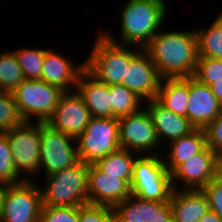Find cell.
<instances>
[{
  "instance_id": "35",
  "label": "cell",
  "mask_w": 222,
  "mask_h": 222,
  "mask_svg": "<svg viewBox=\"0 0 222 222\" xmlns=\"http://www.w3.org/2000/svg\"><path fill=\"white\" fill-rule=\"evenodd\" d=\"M204 130L207 146L222 161V114L218 115Z\"/></svg>"
},
{
  "instance_id": "34",
  "label": "cell",
  "mask_w": 222,
  "mask_h": 222,
  "mask_svg": "<svg viewBox=\"0 0 222 222\" xmlns=\"http://www.w3.org/2000/svg\"><path fill=\"white\" fill-rule=\"evenodd\" d=\"M209 202V210L222 220V170L202 189Z\"/></svg>"
},
{
  "instance_id": "17",
  "label": "cell",
  "mask_w": 222,
  "mask_h": 222,
  "mask_svg": "<svg viewBox=\"0 0 222 222\" xmlns=\"http://www.w3.org/2000/svg\"><path fill=\"white\" fill-rule=\"evenodd\" d=\"M187 118L195 128L205 129L218 115L222 114V106L211 87L189 77V97Z\"/></svg>"
},
{
  "instance_id": "7",
  "label": "cell",
  "mask_w": 222,
  "mask_h": 222,
  "mask_svg": "<svg viewBox=\"0 0 222 222\" xmlns=\"http://www.w3.org/2000/svg\"><path fill=\"white\" fill-rule=\"evenodd\" d=\"M75 141L79 161L92 164L120 148L117 118L92 117Z\"/></svg>"
},
{
  "instance_id": "26",
  "label": "cell",
  "mask_w": 222,
  "mask_h": 222,
  "mask_svg": "<svg viewBox=\"0 0 222 222\" xmlns=\"http://www.w3.org/2000/svg\"><path fill=\"white\" fill-rule=\"evenodd\" d=\"M112 106V118H120L138 112L140 99L134 92L122 84L109 85Z\"/></svg>"
},
{
  "instance_id": "36",
  "label": "cell",
  "mask_w": 222,
  "mask_h": 222,
  "mask_svg": "<svg viewBox=\"0 0 222 222\" xmlns=\"http://www.w3.org/2000/svg\"><path fill=\"white\" fill-rule=\"evenodd\" d=\"M210 87L212 93L216 96L219 104L222 106V80L212 84Z\"/></svg>"
},
{
  "instance_id": "1",
  "label": "cell",
  "mask_w": 222,
  "mask_h": 222,
  "mask_svg": "<svg viewBox=\"0 0 222 222\" xmlns=\"http://www.w3.org/2000/svg\"><path fill=\"white\" fill-rule=\"evenodd\" d=\"M143 49L162 79L194 76L199 57L196 31L157 32Z\"/></svg>"
},
{
  "instance_id": "28",
  "label": "cell",
  "mask_w": 222,
  "mask_h": 222,
  "mask_svg": "<svg viewBox=\"0 0 222 222\" xmlns=\"http://www.w3.org/2000/svg\"><path fill=\"white\" fill-rule=\"evenodd\" d=\"M25 79H41L46 50L23 49L14 52Z\"/></svg>"
},
{
  "instance_id": "10",
  "label": "cell",
  "mask_w": 222,
  "mask_h": 222,
  "mask_svg": "<svg viewBox=\"0 0 222 222\" xmlns=\"http://www.w3.org/2000/svg\"><path fill=\"white\" fill-rule=\"evenodd\" d=\"M7 140L19 174L22 170L27 173L40 170L41 122L33 125L30 121H24L7 131Z\"/></svg>"
},
{
  "instance_id": "4",
  "label": "cell",
  "mask_w": 222,
  "mask_h": 222,
  "mask_svg": "<svg viewBox=\"0 0 222 222\" xmlns=\"http://www.w3.org/2000/svg\"><path fill=\"white\" fill-rule=\"evenodd\" d=\"M95 43L91 56L85 62V69L104 84H121L125 79L126 67L137 51L128 50L104 33Z\"/></svg>"
},
{
  "instance_id": "14",
  "label": "cell",
  "mask_w": 222,
  "mask_h": 222,
  "mask_svg": "<svg viewBox=\"0 0 222 222\" xmlns=\"http://www.w3.org/2000/svg\"><path fill=\"white\" fill-rule=\"evenodd\" d=\"M161 80L157 67L144 50L137 52L130 59L129 66L126 67L125 79L121 84L140 99L146 97L147 100H152L157 97Z\"/></svg>"
},
{
  "instance_id": "38",
  "label": "cell",
  "mask_w": 222,
  "mask_h": 222,
  "mask_svg": "<svg viewBox=\"0 0 222 222\" xmlns=\"http://www.w3.org/2000/svg\"><path fill=\"white\" fill-rule=\"evenodd\" d=\"M7 185L8 184H3L2 186L0 185V210H1L2 203H3V198H4V194H5V190L7 188Z\"/></svg>"
},
{
  "instance_id": "21",
  "label": "cell",
  "mask_w": 222,
  "mask_h": 222,
  "mask_svg": "<svg viewBox=\"0 0 222 222\" xmlns=\"http://www.w3.org/2000/svg\"><path fill=\"white\" fill-rule=\"evenodd\" d=\"M85 70V62L77 68L65 57L46 50L41 72V79L48 84L59 87L62 91L67 92L68 85L77 84L81 73Z\"/></svg>"
},
{
  "instance_id": "30",
  "label": "cell",
  "mask_w": 222,
  "mask_h": 222,
  "mask_svg": "<svg viewBox=\"0 0 222 222\" xmlns=\"http://www.w3.org/2000/svg\"><path fill=\"white\" fill-rule=\"evenodd\" d=\"M19 175L14 166L7 132H0V184H18L26 180H19Z\"/></svg>"
},
{
  "instance_id": "15",
  "label": "cell",
  "mask_w": 222,
  "mask_h": 222,
  "mask_svg": "<svg viewBox=\"0 0 222 222\" xmlns=\"http://www.w3.org/2000/svg\"><path fill=\"white\" fill-rule=\"evenodd\" d=\"M130 195V186L123 179L102 173L93 163L89 164L88 203L114 207Z\"/></svg>"
},
{
  "instance_id": "2",
  "label": "cell",
  "mask_w": 222,
  "mask_h": 222,
  "mask_svg": "<svg viewBox=\"0 0 222 222\" xmlns=\"http://www.w3.org/2000/svg\"><path fill=\"white\" fill-rule=\"evenodd\" d=\"M165 13L164 0H129L121 12L122 43L120 44H139L143 49L157 34L165 19Z\"/></svg>"
},
{
  "instance_id": "3",
  "label": "cell",
  "mask_w": 222,
  "mask_h": 222,
  "mask_svg": "<svg viewBox=\"0 0 222 222\" xmlns=\"http://www.w3.org/2000/svg\"><path fill=\"white\" fill-rule=\"evenodd\" d=\"M89 164H77L47 176L46 190H41L42 204L49 206L80 207L88 203Z\"/></svg>"
},
{
  "instance_id": "18",
  "label": "cell",
  "mask_w": 222,
  "mask_h": 222,
  "mask_svg": "<svg viewBox=\"0 0 222 222\" xmlns=\"http://www.w3.org/2000/svg\"><path fill=\"white\" fill-rule=\"evenodd\" d=\"M77 88V92L82 97L92 117L112 118L109 85L98 81L85 69L78 79Z\"/></svg>"
},
{
  "instance_id": "24",
  "label": "cell",
  "mask_w": 222,
  "mask_h": 222,
  "mask_svg": "<svg viewBox=\"0 0 222 222\" xmlns=\"http://www.w3.org/2000/svg\"><path fill=\"white\" fill-rule=\"evenodd\" d=\"M133 159L129 150L119 148L113 153L96 160L93 164L107 175L123 179L129 186L133 177Z\"/></svg>"
},
{
  "instance_id": "29",
  "label": "cell",
  "mask_w": 222,
  "mask_h": 222,
  "mask_svg": "<svg viewBox=\"0 0 222 222\" xmlns=\"http://www.w3.org/2000/svg\"><path fill=\"white\" fill-rule=\"evenodd\" d=\"M23 122L13 94L0 91V132L12 130Z\"/></svg>"
},
{
  "instance_id": "31",
  "label": "cell",
  "mask_w": 222,
  "mask_h": 222,
  "mask_svg": "<svg viewBox=\"0 0 222 222\" xmlns=\"http://www.w3.org/2000/svg\"><path fill=\"white\" fill-rule=\"evenodd\" d=\"M199 82L211 86L222 80V60L211 57H198L195 74Z\"/></svg>"
},
{
  "instance_id": "32",
  "label": "cell",
  "mask_w": 222,
  "mask_h": 222,
  "mask_svg": "<svg viewBox=\"0 0 222 222\" xmlns=\"http://www.w3.org/2000/svg\"><path fill=\"white\" fill-rule=\"evenodd\" d=\"M79 222H117L113 207L86 203L78 207Z\"/></svg>"
},
{
  "instance_id": "9",
  "label": "cell",
  "mask_w": 222,
  "mask_h": 222,
  "mask_svg": "<svg viewBox=\"0 0 222 222\" xmlns=\"http://www.w3.org/2000/svg\"><path fill=\"white\" fill-rule=\"evenodd\" d=\"M72 140L76 139L41 122L40 168L43 166L47 175L79 162L77 149L70 144Z\"/></svg>"
},
{
  "instance_id": "27",
  "label": "cell",
  "mask_w": 222,
  "mask_h": 222,
  "mask_svg": "<svg viewBox=\"0 0 222 222\" xmlns=\"http://www.w3.org/2000/svg\"><path fill=\"white\" fill-rule=\"evenodd\" d=\"M24 79L15 53L0 55V91L13 93Z\"/></svg>"
},
{
  "instance_id": "11",
  "label": "cell",
  "mask_w": 222,
  "mask_h": 222,
  "mask_svg": "<svg viewBox=\"0 0 222 222\" xmlns=\"http://www.w3.org/2000/svg\"><path fill=\"white\" fill-rule=\"evenodd\" d=\"M117 120L120 148L129 151L133 148L139 153L159 146L160 143L148 110L141 109L136 113L117 118Z\"/></svg>"
},
{
  "instance_id": "5",
  "label": "cell",
  "mask_w": 222,
  "mask_h": 222,
  "mask_svg": "<svg viewBox=\"0 0 222 222\" xmlns=\"http://www.w3.org/2000/svg\"><path fill=\"white\" fill-rule=\"evenodd\" d=\"M159 155L136 157L133 177L130 183L131 194L143 200L169 201L173 193L170 172Z\"/></svg>"
},
{
  "instance_id": "23",
  "label": "cell",
  "mask_w": 222,
  "mask_h": 222,
  "mask_svg": "<svg viewBox=\"0 0 222 222\" xmlns=\"http://www.w3.org/2000/svg\"><path fill=\"white\" fill-rule=\"evenodd\" d=\"M171 152L169 162H165L170 174L188 159L201 152L206 146V133L204 129L195 128L189 134L170 142Z\"/></svg>"
},
{
  "instance_id": "12",
  "label": "cell",
  "mask_w": 222,
  "mask_h": 222,
  "mask_svg": "<svg viewBox=\"0 0 222 222\" xmlns=\"http://www.w3.org/2000/svg\"><path fill=\"white\" fill-rule=\"evenodd\" d=\"M221 170L222 161L206 146L201 152L179 165L170 174L173 188L178 189L173 181V179L177 180L178 178L184 181L186 189H203Z\"/></svg>"
},
{
  "instance_id": "37",
  "label": "cell",
  "mask_w": 222,
  "mask_h": 222,
  "mask_svg": "<svg viewBox=\"0 0 222 222\" xmlns=\"http://www.w3.org/2000/svg\"><path fill=\"white\" fill-rule=\"evenodd\" d=\"M198 222H222V220L215 212L209 210Z\"/></svg>"
},
{
  "instance_id": "6",
  "label": "cell",
  "mask_w": 222,
  "mask_h": 222,
  "mask_svg": "<svg viewBox=\"0 0 222 222\" xmlns=\"http://www.w3.org/2000/svg\"><path fill=\"white\" fill-rule=\"evenodd\" d=\"M63 93L59 87L42 79H24L12 94L24 121L36 115L37 122L47 123Z\"/></svg>"
},
{
  "instance_id": "22",
  "label": "cell",
  "mask_w": 222,
  "mask_h": 222,
  "mask_svg": "<svg viewBox=\"0 0 222 222\" xmlns=\"http://www.w3.org/2000/svg\"><path fill=\"white\" fill-rule=\"evenodd\" d=\"M160 83L156 100L173 113L187 117L189 77L165 78Z\"/></svg>"
},
{
  "instance_id": "16",
  "label": "cell",
  "mask_w": 222,
  "mask_h": 222,
  "mask_svg": "<svg viewBox=\"0 0 222 222\" xmlns=\"http://www.w3.org/2000/svg\"><path fill=\"white\" fill-rule=\"evenodd\" d=\"M113 209L117 222H173L169 201L143 200L131 194Z\"/></svg>"
},
{
  "instance_id": "8",
  "label": "cell",
  "mask_w": 222,
  "mask_h": 222,
  "mask_svg": "<svg viewBox=\"0 0 222 222\" xmlns=\"http://www.w3.org/2000/svg\"><path fill=\"white\" fill-rule=\"evenodd\" d=\"M42 193L32 180L7 185L0 210L2 222H39Z\"/></svg>"
},
{
  "instance_id": "20",
  "label": "cell",
  "mask_w": 222,
  "mask_h": 222,
  "mask_svg": "<svg viewBox=\"0 0 222 222\" xmlns=\"http://www.w3.org/2000/svg\"><path fill=\"white\" fill-rule=\"evenodd\" d=\"M147 110L151 114L158 141L167 137L170 142L192 132L195 127L187 117L173 113L156 99L149 100Z\"/></svg>"
},
{
  "instance_id": "19",
  "label": "cell",
  "mask_w": 222,
  "mask_h": 222,
  "mask_svg": "<svg viewBox=\"0 0 222 222\" xmlns=\"http://www.w3.org/2000/svg\"><path fill=\"white\" fill-rule=\"evenodd\" d=\"M169 202L173 222H198L209 211L202 189L177 191L174 188Z\"/></svg>"
},
{
  "instance_id": "33",
  "label": "cell",
  "mask_w": 222,
  "mask_h": 222,
  "mask_svg": "<svg viewBox=\"0 0 222 222\" xmlns=\"http://www.w3.org/2000/svg\"><path fill=\"white\" fill-rule=\"evenodd\" d=\"M39 222H79L78 207L42 205Z\"/></svg>"
},
{
  "instance_id": "13",
  "label": "cell",
  "mask_w": 222,
  "mask_h": 222,
  "mask_svg": "<svg viewBox=\"0 0 222 222\" xmlns=\"http://www.w3.org/2000/svg\"><path fill=\"white\" fill-rule=\"evenodd\" d=\"M91 118V113L79 93L68 94L67 91L61 95L47 124L76 139L84 132Z\"/></svg>"
},
{
  "instance_id": "25",
  "label": "cell",
  "mask_w": 222,
  "mask_h": 222,
  "mask_svg": "<svg viewBox=\"0 0 222 222\" xmlns=\"http://www.w3.org/2000/svg\"><path fill=\"white\" fill-rule=\"evenodd\" d=\"M198 55L222 60V13L207 30L196 31Z\"/></svg>"
}]
</instances>
